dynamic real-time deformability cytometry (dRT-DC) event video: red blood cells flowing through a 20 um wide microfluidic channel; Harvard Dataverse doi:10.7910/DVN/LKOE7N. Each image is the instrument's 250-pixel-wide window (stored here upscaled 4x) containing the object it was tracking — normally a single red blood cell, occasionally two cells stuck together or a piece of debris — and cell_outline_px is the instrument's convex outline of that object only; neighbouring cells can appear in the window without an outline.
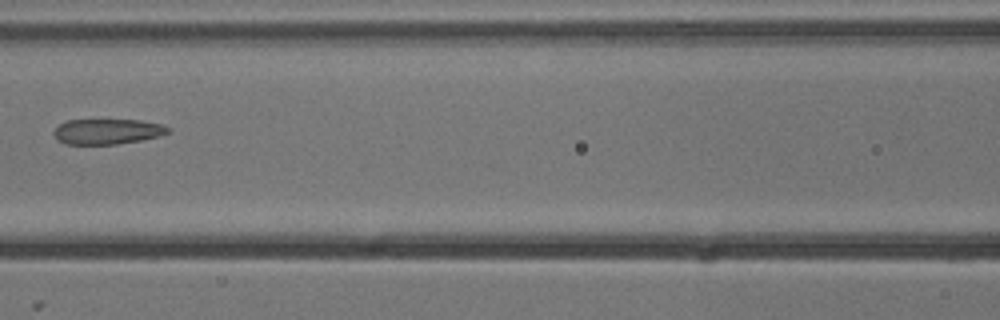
{"species": "common noctule bat (a hibernating species)", "species_latin": "Nyctalus noctula", "temperature_condition": "cold", "stored_images_in_passage": 7, "camera_frame_rate_fps": 3000, "um_per_image_px": 0.085, "animal": {"sex": "male", "body_mass_g": 13.3}, "frame": {"image": 1, "passage_image": 7, "time_ms": 2.0, "image_size_px": [1000, 320], "cell_outline_px": [[172, 132], [160, 136], [140, 140], [116, 144], [64, 144], [56, 140], [52, 132], [60, 124], [68, 120], [140, 120], [164, 124], [172, 128]], "centroid_in_image_um": [9.17, 11.18], "position_along_channel_um": 157.4, "area_um2": 17.11}}